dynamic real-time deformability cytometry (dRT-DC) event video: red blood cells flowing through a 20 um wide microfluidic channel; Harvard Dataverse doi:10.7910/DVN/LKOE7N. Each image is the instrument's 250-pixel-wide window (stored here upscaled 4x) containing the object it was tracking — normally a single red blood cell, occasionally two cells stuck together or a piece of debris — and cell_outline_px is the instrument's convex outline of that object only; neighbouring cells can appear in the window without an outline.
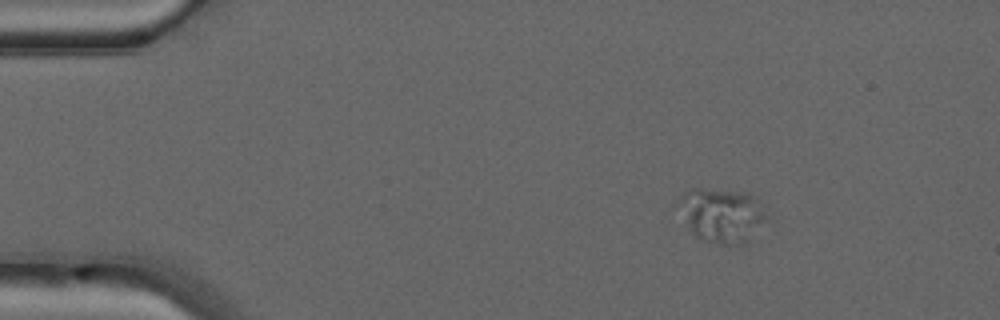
{"species": "common noctule bat (a hibernating species)", "species_latin": "Nyctalus noctula", "temperature_condition": "warm", "stored_images_in_passage": 44, "camera_frame_rate_fps": 3000, "um_per_image_px": 0.085, "animal": {"sex": "male", "forearm_length_mm": 52.5}, "frame": {"image": 1, "passage_image": 1, "time_ms": 0.0, "image_size_px": [1000, 320], "cell_outline_px": [[768, 216], [752, 240], [740, 248], [720, 244], [704, 240], [696, 236], [672, 208], [672, 204], [676, 200], [692, 188], [696, 188], [748, 192], [756, 200]], "centroid_in_image_um": [61.29, 18.32], "position_along_channel_um": 23.7, "area_um2": 28.84}}
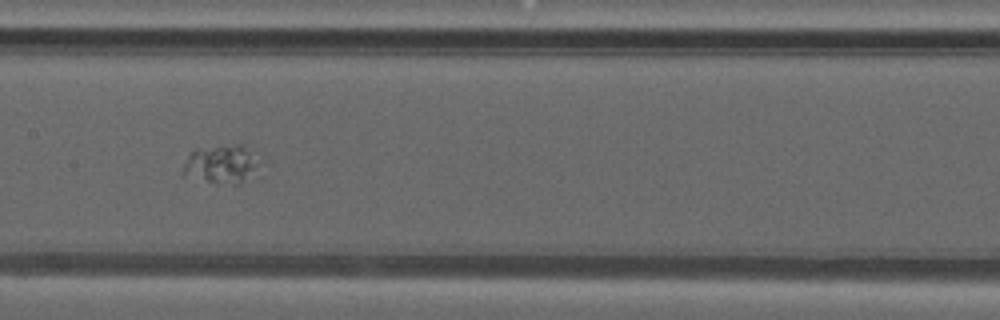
{"frame": {"image": 2, "passage_image": 19, "time_ms": 6.0, "image_size_px": [1000, 320], "cell_outline_px": [[268, 156], [264, 176], [236, 184], [216, 184], [180, 176], [180, 172], [192, 148], [236, 144], [240, 144]], "centroid_in_image_um": [19.08, 13.98], "position_along_channel_um": 188.3, "area_um2": 19.83}}
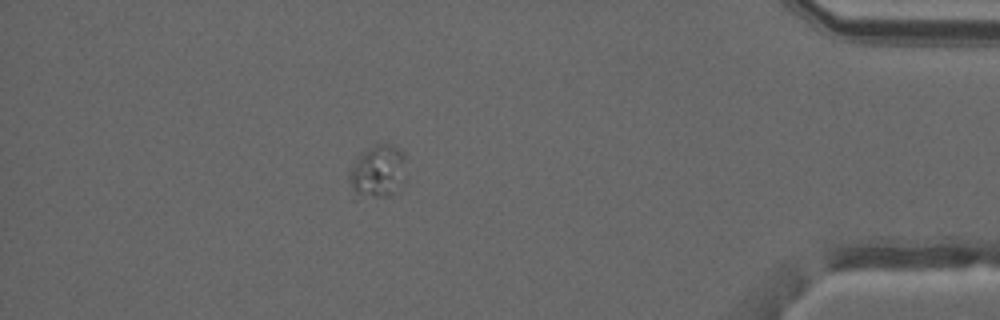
{"frame": {"image": 3, "passage_image": 38, "time_ms": 12.333, "image_size_px": [1000, 320], "cell_outline_px": [[408, 180], [392, 196], [356, 200], [352, 200], [348, 176], [348, 172], [356, 160], [364, 152], [380, 144], [392, 144], [400, 148], [404, 152]], "centroid_in_image_um": [32.14, 14.69], "position_along_channel_um": 403.1, "area_um2": 18.67}}